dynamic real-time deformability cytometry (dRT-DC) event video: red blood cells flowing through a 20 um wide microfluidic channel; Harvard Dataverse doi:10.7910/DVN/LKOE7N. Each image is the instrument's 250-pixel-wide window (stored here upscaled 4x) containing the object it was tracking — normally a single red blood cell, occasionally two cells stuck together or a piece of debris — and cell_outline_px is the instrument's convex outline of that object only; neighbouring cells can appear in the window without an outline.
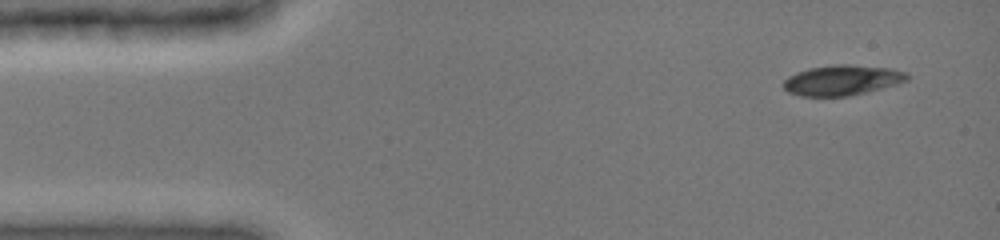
{"species": "common noctule bat (a hibernating species)", "species_latin": "Nyctalus noctula", "temperature_condition": "cold", "stored_images_in_passage": 7, "camera_frame_rate_fps": 3000, "um_per_image_px": 0.085, "animal": {"sex": "female", "body_mass_g": 19.0, "forearm_length_mm": 51.5}, "frame": {"image": 1, "passage_image": 1, "time_ms": 0.0, "image_size_px": [1000, 240], "cell_outline_px": [[908, 80], [896, 84], [848, 96], [800, 96], [788, 92], [784, 88], [784, 80], [788, 76], [796, 72], [808, 68], [836, 64], [848, 64], [888, 68], [908, 72]], "centroid_in_image_um": [71.55, 6.81], "position_along_channel_um": 13.4, "area_um2": 21.68}}
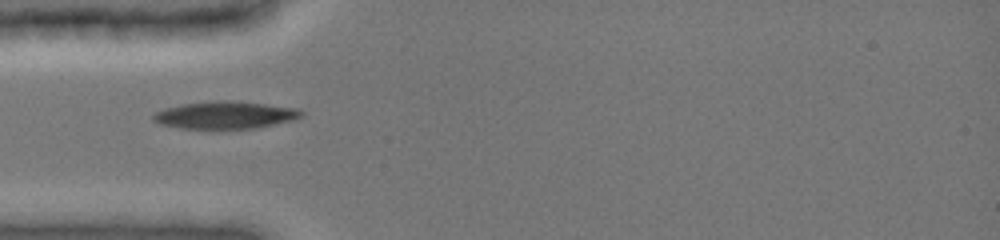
{"frame": {"image": 2, "passage_image": 6, "time_ms": 3.667, "image_size_px": [1000, 240], "cell_outline_px": [[304, 116], [292, 120], [256, 128], [180, 128], [160, 124], [152, 120], [152, 116], [156, 112], [164, 108], [184, 104], [212, 100], [220, 100], [264, 104], [300, 108], [304, 112]], "centroid_in_image_um": [19.15, 9.77], "position_along_channel_um": 65.8, "area_um2": 23.47}}